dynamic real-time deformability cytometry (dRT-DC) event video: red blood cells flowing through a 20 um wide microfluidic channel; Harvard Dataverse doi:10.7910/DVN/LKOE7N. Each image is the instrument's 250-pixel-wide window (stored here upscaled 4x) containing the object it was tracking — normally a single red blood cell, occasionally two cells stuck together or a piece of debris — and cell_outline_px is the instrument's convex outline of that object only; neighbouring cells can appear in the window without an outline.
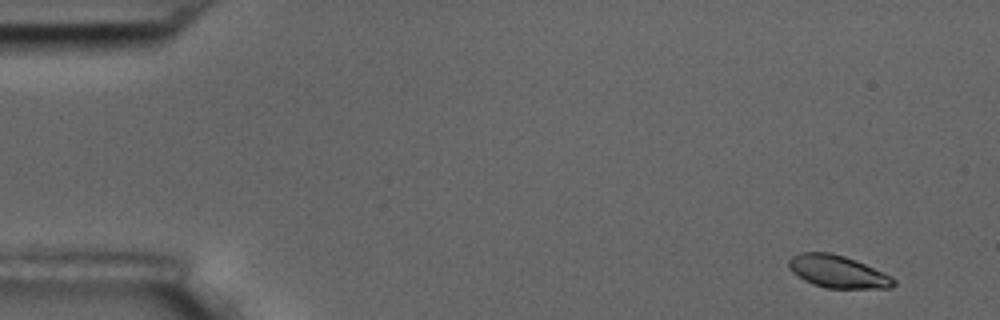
{"species": "common noctule bat (a hibernating species)", "species_latin": "Nyctalus noctula", "temperature_condition": "room temperature", "stored_images_in_passage": 6, "camera_frame_rate_fps": 3000, "um_per_image_px": 0.085, "animal": {"sex": "male", "body_mass_g": 17.5, "forearm_length_mm": 52.3}, "frame": {"image": 1, "passage_image": 2, "time_ms": 1.0, "image_size_px": [1000, 320], "cell_outline_px": [[896, 284], [892, 288], [824, 288], [812, 284], [804, 280], [792, 272], [788, 268], [788, 260], [792, 256], [800, 252], [832, 252], [856, 260], [892, 276], [896, 280]], "centroid_in_image_um": [71.2, 23.08], "position_along_channel_um": 13.8, "area_um2": 20.06}}
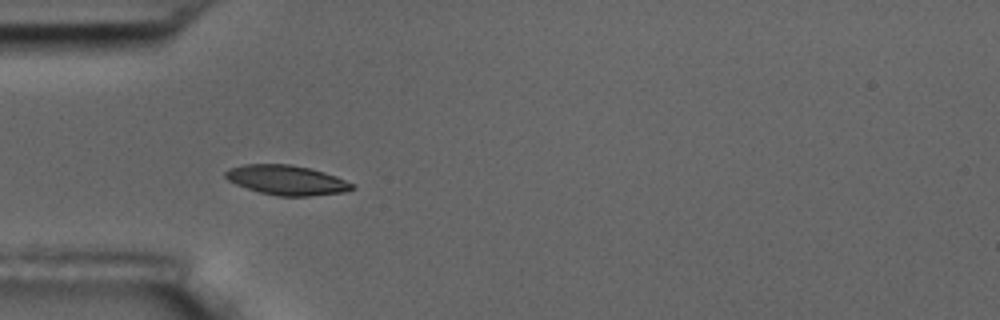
{"frame": {"image": 2, "passage_image": 5, "time_ms": 5.667, "image_size_px": [1000, 320], "cell_outline_px": [[356, 188], [344, 192], [308, 196], [276, 196], [260, 192], [236, 184], [228, 180], [224, 176], [224, 172], [228, 168], [244, 164], [288, 164], [308, 168], [324, 172], [336, 176], [356, 184]], "centroid_in_image_um": [24.38, 15.31], "position_along_channel_um": 60.6, "area_um2": 21.96}}